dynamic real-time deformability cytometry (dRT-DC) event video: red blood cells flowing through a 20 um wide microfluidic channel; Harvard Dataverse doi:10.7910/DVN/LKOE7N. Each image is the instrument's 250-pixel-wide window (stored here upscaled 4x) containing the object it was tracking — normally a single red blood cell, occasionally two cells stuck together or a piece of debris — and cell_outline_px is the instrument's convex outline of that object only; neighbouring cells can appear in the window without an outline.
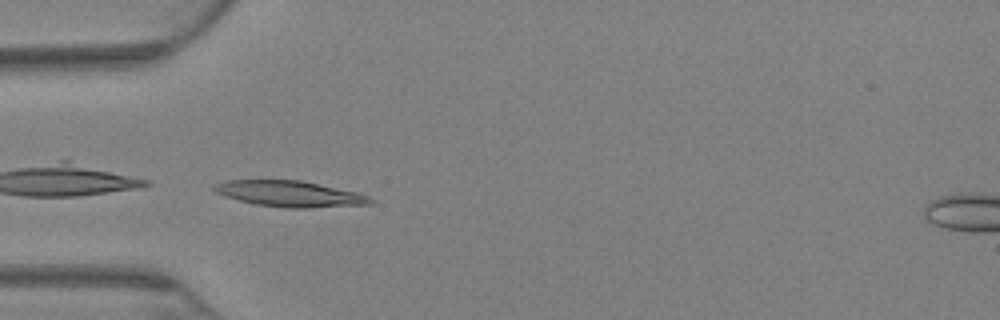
{"species": "Egyptian fruit bat (a non-hibernating species)", "species_latin": "Rousettus aegyptiacus", "temperature_condition": "warm", "stored_images_in_passage": 51, "camera_frame_rate_fps": 3000, "um_per_image_px": 0.085, "animal": {"sex": "female"}, "frame": {"image": 1, "passage_image": 1, "time_ms": 0.0, "image_size_px": [1000, 320], "cell_outline_px": [[376, 200], [372, 204], [308, 208], [284, 208], [256, 204], [224, 196], [216, 192], [212, 188], [216, 184], [228, 180], [300, 180], [356, 192], [368, 196]], "centroid_in_image_um": [24.66, 16.48], "position_along_channel_um": 60.3, "area_um2": 23.47}}
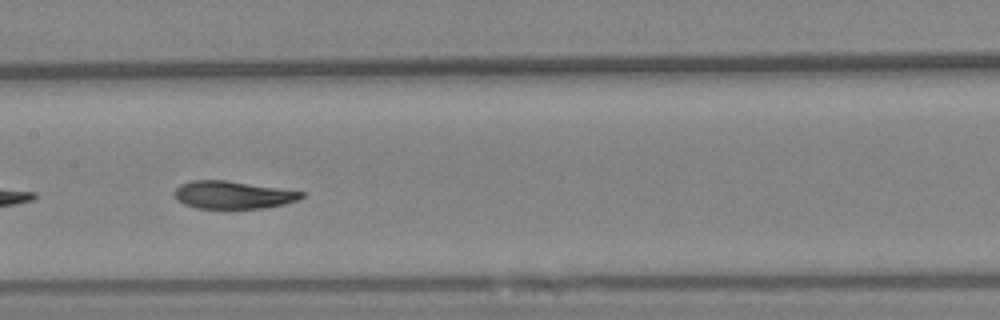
{"frame": {"image": 2, "passage_image": 15, "time_ms": 4.667, "image_size_px": [1000, 320], "cell_outline_px": [[304, 196], [296, 200], [284, 204], [264, 208], [196, 208], [184, 204], [176, 200], [176, 188], [180, 184], [192, 180], [228, 180], [280, 188], [304, 192]], "centroid_in_image_um": [19.79, 16.56], "position_along_channel_um": 187.6, "area_um2": 20.4}}
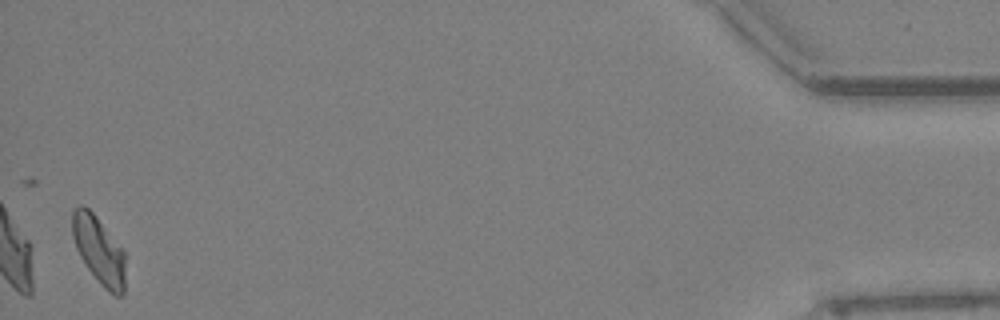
{"frame": {"image": 3, "passage_image": 50, "time_ms": 16.333, "image_size_px": [1000, 320], "cell_outline_px": [[124, 292], [120, 296], [116, 296], [108, 292], [100, 284], [88, 268], [80, 256], [76, 248], [72, 236], [72, 212], [80, 204], [84, 204], [96, 216], [124, 252]], "centroid_in_image_um": [8.38, 21.27], "position_along_channel_um": 426.8, "area_um2": 20.58}, "authors_computed_cell_mechanics": {"area_um2": 21.2126, "velocity_mm_per_s": 2.8036, "shape_relaxation_time_tau1_ms": 6.3823, "shape_relaxation_time_tau2_ms": 3.144, "deformation_change_tau1": 0.1884, "deformation_change_tau2": 0.089}}